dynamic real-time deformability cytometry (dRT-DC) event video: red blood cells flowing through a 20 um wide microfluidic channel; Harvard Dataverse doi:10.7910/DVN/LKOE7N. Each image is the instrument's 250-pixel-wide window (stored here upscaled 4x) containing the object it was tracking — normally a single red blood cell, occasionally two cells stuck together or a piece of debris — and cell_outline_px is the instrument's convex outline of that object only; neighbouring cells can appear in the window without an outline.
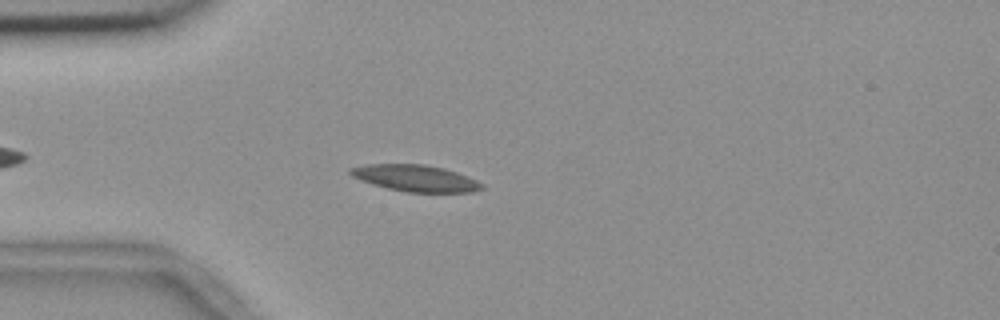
{"species": "common noctule bat (a hibernating species)", "species_latin": "Nyctalus noctula", "temperature_condition": "room temperature", "stored_images_in_passage": 47, "camera_frame_rate_fps": 3000, "um_per_image_px": 0.085, "animal": {"sex": "female", "body_mass_g": 18.4}, "frame": {"image": 1, "passage_image": 7, "time_ms": 2.0, "image_size_px": [1000, 320], "cell_outline_px": [[484, 188], [472, 192], [408, 192], [388, 188], [372, 184], [360, 180], [352, 176], [348, 172], [348, 168], [368, 164], [424, 164], [444, 168], [468, 176], [484, 184]], "centroid_in_image_um": [35.31, 15.14], "position_along_channel_um": 49.7, "area_um2": 20.35}}
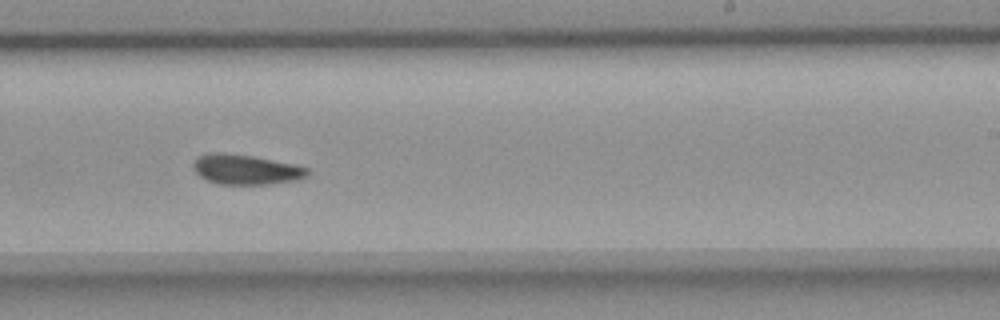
{"frame": {"image": 2, "passage_image": 26, "time_ms": 8.333, "image_size_px": [1000, 320], "cell_outline_px": [[308, 176], [296, 180], [268, 184], [220, 184], [208, 180], [200, 176], [192, 168], [192, 164], [196, 156], [208, 152], [224, 152], [252, 156], [296, 164], [308, 168]], "centroid_in_image_um": [20.87, 14.39], "position_along_channel_um": 268.1, "area_um2": 20.11}}
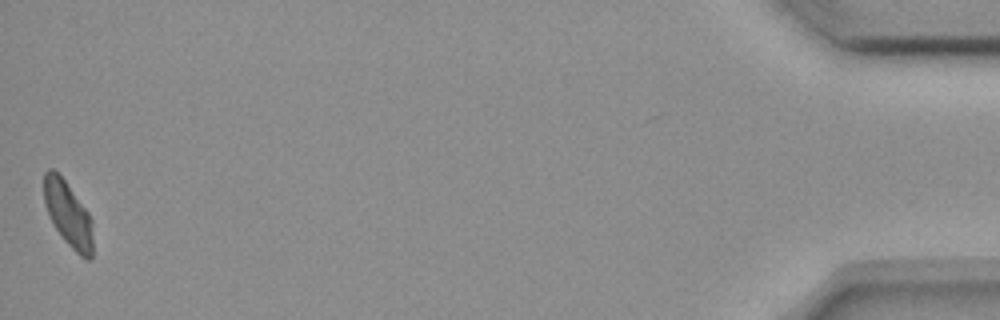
{"frame": {"image": 3, "passage_image": 47, "time_ms": 15.333, "image_size_px": [1000, 320], "cell_outline_px": [[92, 256], [88, 260], [80, 256], [64, 240], [56, 228], [44, 204], [44, 172], [48, 168], [52, 168], [64, 180], [88, 212], [92, 220]], "centroid_in_image_um": [5.79, 18.2], "position_along_channel_um": 429.4, "area_um2": 18.21}, "authors_computed_cell_mechanics": {"area_um2": 19.8832, "velocity_mm_per_s": 3.6449, "shape_relaxation_time_tau1_ms": null, "shape_relaxation_time_tau2_ms": 5.3586, "deformation_change_tau1": null, "deformation_change_tau2": 0.1037}}